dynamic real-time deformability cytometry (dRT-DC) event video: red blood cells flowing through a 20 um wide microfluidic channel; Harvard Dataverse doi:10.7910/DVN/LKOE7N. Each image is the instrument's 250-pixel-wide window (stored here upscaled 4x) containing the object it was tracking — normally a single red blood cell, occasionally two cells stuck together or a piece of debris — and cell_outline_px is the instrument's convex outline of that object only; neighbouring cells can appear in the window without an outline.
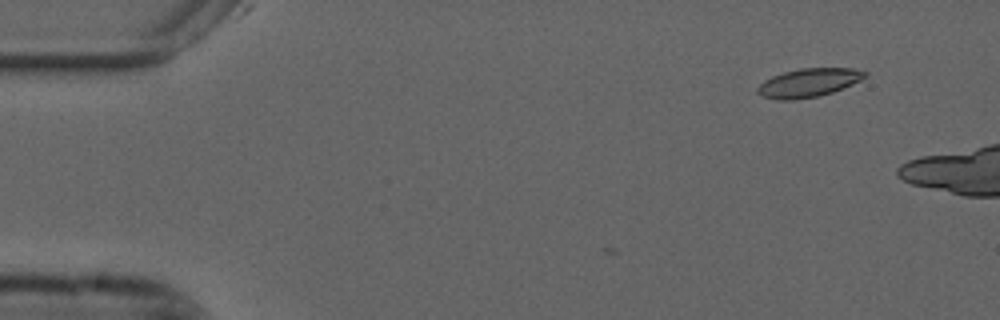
{"species": "common noctule bat (a hibernating species)", "species_latin": "Nyctalus noctula", "temperature_condition": "cold", "stored_images_in_passage": 2, "camera_frame_rate_fps": 3000, "um_per_image_px": 0.085, "animal": {"sex": "male", "forearm_length_mm": 52.5}, "frame": {"image": 1, "passage_image": 2, "time_ms": 0.333, "image_size_px": [1000, 320], "cell_outline_px": [[868, 76], [852, 84], [832, 92], [820, 96], [792, 100], [776, 100], [764, 96], [756, 92], [756, 88], [764, 80], [772, 76], [784, 72], [800, 68], [852, 68], [868, 72]], "centroid_in_image_um": [68.73, 7.03], "position_along_channel_um": 16.3, "area_um2": 17.92}}